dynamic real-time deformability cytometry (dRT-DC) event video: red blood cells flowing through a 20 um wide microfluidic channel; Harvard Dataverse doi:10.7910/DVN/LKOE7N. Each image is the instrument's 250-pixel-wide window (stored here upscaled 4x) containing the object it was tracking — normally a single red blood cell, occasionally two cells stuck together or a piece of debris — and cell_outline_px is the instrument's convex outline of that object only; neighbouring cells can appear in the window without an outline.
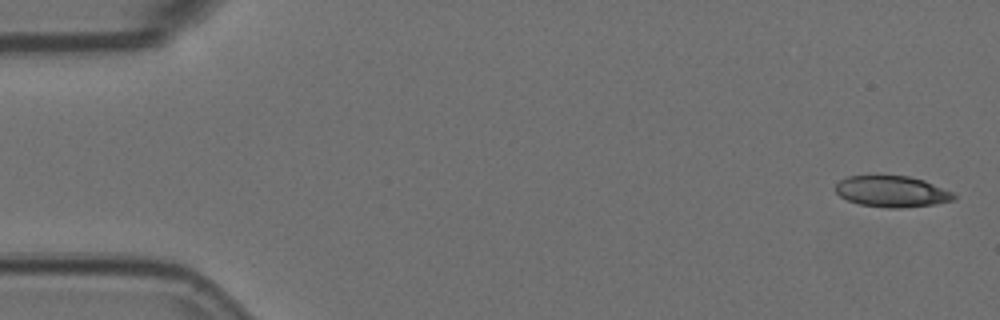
{"species": "Egyptian fruit bat (a non-hibernating species)", "species_latin": "Rousettus aegyptiacus", "temperature_condition": "room temperature", "stored_images_in_passage": 5, "camera_frame_rate_fps": 3000, "um_per_image_px": 0.085, "animal": {"sex": "female"}, "frame": {"image": 1, "passage_image": 1, "time_ms": 0.0, "image_size_px": [1000, 320], "cell_outline_px": [[956, 200], [936, 204], [900, 208], [888, 208], [860, 204], [848, 200], [840, 196], [836, 192], [836, 184], [840, 180], [848, 176], [908, 176], [924, 180], [952, 192], [956, 196]], "centroid_in_image_um": [75.83, 16.28], "position_along_channel_um": 9.2, "area_um2": 21.39}}
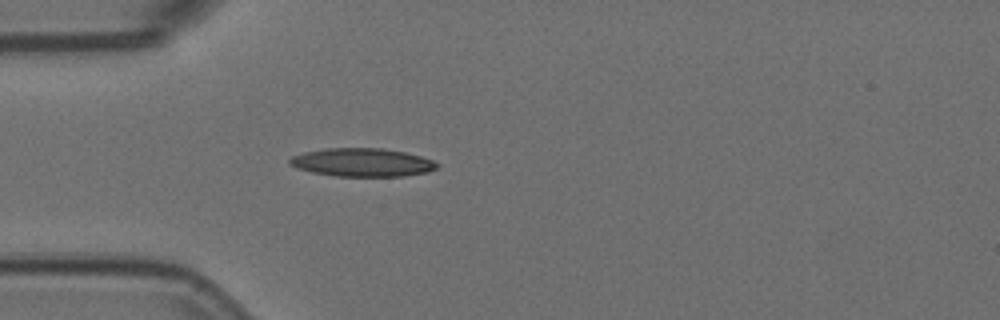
{"frame": {"image": 2, "passage_image": 5, "time_ms": 1.333, "image_size_px": [1000, 320], "cell_outline_px": [[440, 164], [436, 168], [428, 172], [404, 176], [336, 176], [312, 172], [296, 168], [288, 164], [288, 160], [292, 156], [304, 152], [328, 148], [384, 148], [404, 152], [420, 156], [432, 160]], "centroid_in_image_um": [30.77, 13.8], "position_along_channel_um": 54.2, "area_um2": 24.33}}